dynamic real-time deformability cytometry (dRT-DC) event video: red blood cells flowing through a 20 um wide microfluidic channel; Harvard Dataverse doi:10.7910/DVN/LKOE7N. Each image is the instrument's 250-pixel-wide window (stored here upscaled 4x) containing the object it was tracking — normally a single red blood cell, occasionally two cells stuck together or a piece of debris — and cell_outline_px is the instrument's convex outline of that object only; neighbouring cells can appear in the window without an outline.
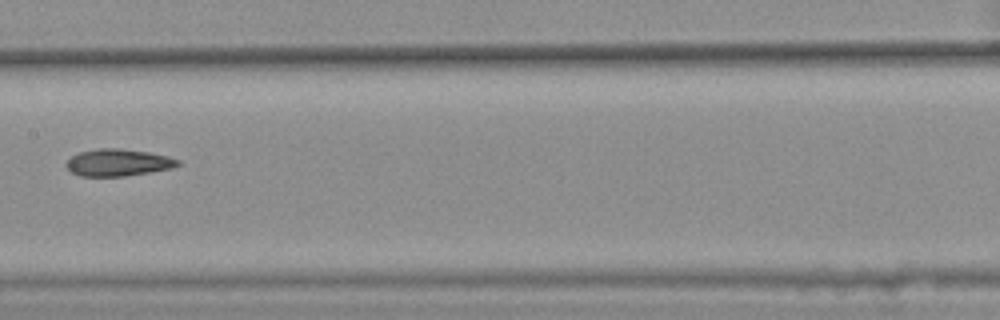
{"species": "common noctule bat (a hibernating species)", "species_latin": "Nyctalus noctula", "temperature_condition": "warm", "stored_images_in_passage": 9, "camera_frame_rate_fps": 3000, "um_per_image_px": 0.085, "animal": {"sex": "female", "body_mass_g": 25.1}, "frame": {"image": 1, "passage_image": 6, "time_ms": 1.667, "image_size_px": [1000, 320], "cell_outline_px": [[180, 164], [172, 168], [152, 172], [124, 176], [80, 176], [72, 172], [64, 164], [72, 156], [80, 152], [96, 148], [120, 148], [148, 152], [168, 156], [180, 160]], "centroid_in_image_um": [10.05, 13.81], "position_along_channel_um": 197.4, "area_um2": 17.63}}
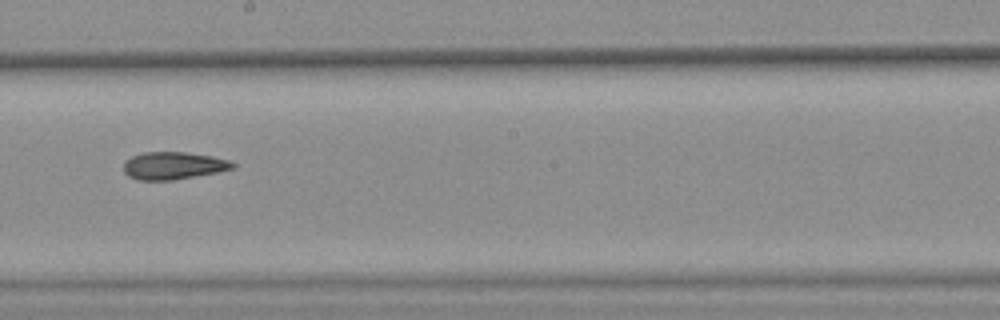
{"frame": {"image": 2, "passage_image": 7, "time_ms": 2.0, "image_size_px": [1000, 320], "cell_outline_px": [[236, 168], [216, 172], [172, 180], [136, 180], [128, 176], [124, 172], [124, 160], [132, 156], [144, 152], [184, 152], [212, 156], [228, 160], [236, 164]], "centroid_in_image_um": [14.71, 14.08], "position_along_channel_um": 233.5, "area_um2": 17.46}}
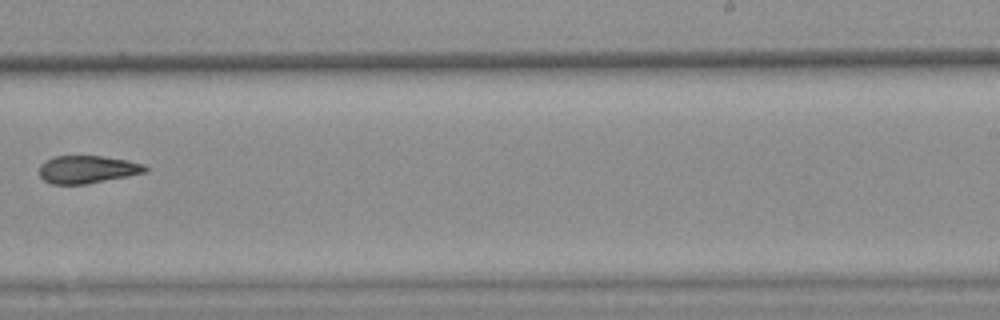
{"frame": {"image": 3, "passage_image": 8, "time_ms": 2.333, "image_size_px": [1000, 320], "cell_outline_px": [[148, 172], [128, 176], [84, 184], [52, 184], [44, 180], [40, 176], [40, 164], [56, 156], [104, 156], [128, 160], [144, 164], [148, 168]], "centroid_in_image_um": [7.46, 14.4], "position_along_channel_um": 281.5, "area_um2": 17.05}}